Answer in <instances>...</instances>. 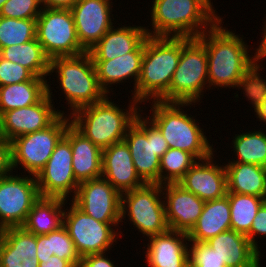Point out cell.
Here are the masks:
<instances>
[{
	"label": "cell",
	"instance_id": "cell-19",
	"mask_svg": "<svg viewBox=\"0 0 266 267\" xmlns=\"http://www.w3.org/2000/svg\"><path fill=\"white\" fill-rule=\"evenodd\" d=\"M162 195L169 229L188 234L200 217L205 201L178 183L163 184Z\"/></svg>",
	"mask_w": 266,
	"mask_h": 267
},
{
	"label": "cell",
	"instance_id": "cell-34",
	"mask_svg": "<svg viewBox=\"0 0 266 267\" xmlns=\"http://www.w3.org/2000/svg\"><path fill=\"white\" fill-rule=\"evenodd\" d=\"M196 161L189 152L169 148L160 158L159 184L178 183Z\"/></svg>",
	"mask_w": 266,
	"mask_h": 267
},
{
	"label": "cell",
	"instance_id": "cell-22",
	"mask_svg": "<svg viewBox=\"0 0 266 267\" xmlns=\"http://www.w3.org/2000/svg\"><path fill=\"white\" fill-rule=\"evenodd\" d=\"M37 235L23 227L0 230V267H39Z\"/></svg>",
	"mask_w": 266,
	"mask_h": 267
},
{
	"label": "cell",
	"instance_id": "cell-20",
	"mask_svg": "<svg viewBox=\"0 0 266 267\" xmlns=\"http://www.w3.org/2000/svg\"><path fill=\"white\" fill-rule=\"evenodd\" d=\"M102 177L121 194L146 184L138 175L124 140L103 149Z\"/></svg>",
	"mask_w": 266,
	"mask_h": 267
},
{
	"label": "cell",
	"instance_id": "cell-9",
	"mask_svg": "<svg viewBox=\"0 0 266 267\" xmlns=\"http://www.w3.org/2000/svg\"><path fill=\"white\" fill-rule=\"evenodd\" d=\"M127 217L145 239L168 231L162 185L145 184L122 193L121 225Z\"/></svg>",
	"mask_w": 266,
	"mask_h": 267
},
{
	"label": "cell",
	"instance_id": "cell-2",
	"mask_svg": "<svg viewBox=\"0 0 266 267\" xmlns=\"http://www.w3.org/2000/svg\"><path fill=\"white\" fill-rule=\"evenodd\" d=\"M148 36L197 38L221 17L211 0H153Z\"/></svg>",
	"mask_w": 266,
	"mask_h": 267
},
{
	"label": "cell",
	"instance_id": "cell-29",
	"mask_svg": "<svg viewBox=\"0 0 266 267\" xmlns=\"http://www.w3.org/2000/svg\"><path fill=\"white\" fill-rule=\"evenodd\" d=\"M67 202L61 198L40 197L33 204L22 227L35 235L49 234L63 225Z\"/></svg>",
	"mask_w": 266,
	"mask_h": 267
},
{
	"label": "cell",
	"instance_id": "cell-25",
	"mask_svg": "<svg viewBox=\"0 0 266 267\" xmlns=\"http://www.w3.org/2000/svg\"><path fill=\"white\" fill-rule=\"evenodd\" d=\"M117 27V28H116ZM112 26L88 51L93 60H111L133 52L148 36L144 26Z\"/></svg>",
	"mask_w": 266,
	"mask_h": 267
},
{
	"label": "cell",
	"instance_id": "cell-38",
	"mask_svg": "<svg viewBox=\"0 0 266 267\" xmlns=\"http://www.w3.org/2000/svg\"><path fill=\"white\" fill-rule=\"evenodd\" d=\"M42 9L40 0H7L0 10V16L15 19H37Z\"/></svg>",
	"mask_w": 266,
	"mask_h": 267
},
{
	"label": "cell",
	"instance_id": "cell-11",
	"mask_svg": "<svg viewBox=\"0 0 266 267\" xmlns=\"http://www.w3.org/2000/svg\"><path fill=\"white\" fill-rule=\"evenodd\" d=\"M69 201L70 207L66 205L64 210L63 225L81 258L89 254L109 253L116 245L114 242L117 243L118 237L123 235L119 229L121 224L97 221Z\"/></svg>",
	"mask_w": 266,
	"mask_h": 267
},
{
	"label": "cell",
	"instance_id": "cell-31",
	"mask_svg": "<svg viewBox=\"0 0 266 267\" xmlns=\"http://www.w3.org/2000/svg\"><path fill=\"white\" fill-rule=\"evenodd\" d=\"M0 56L22 65L36 77L47 78L49 74L50 59L37 38L23 44L4 47L0 50Z\"/></svg>",
	"mask_w": 266,
	"mask_h": 267
},
{
	"label": "cell",
	"instance_id": "cell-27",
	"mask_svg": "<svg viewBox=\"0 0 266 267\" xmlns=\"http://www.w3.org/2000/svg\"><path fill=\"white\" fill-rule=\"evenodd\" d=\"M228 230H231L230 204L228 195H225L205 201L200 217L187 235L189 241L206 242Z\"/></svg>",
	"mask_w": 266,
	"mask_h": 267
},
{
	"label": "cell",
	"instance_id": "cell-48",
	"mask_svg": "<svg viewBox=\"0 0 266 267\" xmlns=\"http://www.w3.org/2000/svg\"><path fill=\"white\" fill-rule=\"evenodd\" d=\"M7 0H0V10L2 8V6L4 5V3L6 2Z\"/></svg>",
	"mask_w": 266,
	"mask_h": 267
},
{
	"label": "cell",
	"instance_id": "cell-32",
	"mask_svg": "<svg viewBox=\"0 0 266 267\" xmlns=\"http://www.w3.org/2000/svg\"><path fill=\"white\" fill-rule=\"evenodd\" d=\"M258 130V131H257ZM235 134L231 141L235 154L228 162L248 163L266 167V132L263 128Z\"/></svg>",
	"mask_w": 266,
	"mask_h": 267
},
{
	"label": "cell",
	"instance_id": "cell-8",
	"mask_svg": "<svg viewBox=\"0 0 266 267\" xmlns=\"http://www.w3.org/2000/svg\"><path fill=\"white\" fill-rule=\"evenodd\" d=\"M143 111L128 128L124 141L140 178L146 184H159L160 158L169 146L159 128Z\"/></svg>",
	"mask_w": 266,
	"mask_h": 267
},
{
	"label": "cell",
	"instance_id": "cell-23",
	"mask_svg": "<svg viewBox=\"0 0 266 267\" xmlns=\"http://www.w3.org/2000/svg\"><path fill=\"white\" fill-rule=\"evenodd\" d=\"M143 54L144 41L133 52L123 56L111 60H93L99 84L108 96L114 92L112 85L125 84L126 80L134 82L135 90L141 72Z\"/></svg>",
	"mask_w": 266,
	"mask_h": 267
},
{
	"label": "cell",
	"instance_id": "cell-45",
	"mask_svg": "<svg viewBox=\"0 0 266 267\" xmlns=\"http://www.w3.org/2000/svg\"><path fill=\"white\" fill-rule=\"evenodd\" d=\"M37 251L36 255L38 259H47L54 254H50L49 247V234L37 235Z\"/></svg>",
	"mask_w": 266,
	"mask_h": 267
},
{
	"label": "cell",
	"instance_id": "cell-17",
	"mask_svg": "<svg viewBox=\"0 0 266 267\" xmlns=\"http://www.w3.org/2000/svg\"><path fill=\"white\" fill-rule=\"evenodd\" d=\"M112 1L78 0L70 9L78 40L87 52L116 24L113 22H117L112 14Z\"/></svg>",
	"mask_w": 266,
	"mask_h": 267
},
{
	"label": "cell",
	"instance_id": "cell-10",
	"mask_svg": "<svg viewBox=\"0 0 266 267\" xmlns=\"http://www.w3.org/2000/svg\"><path fill=\"white\" fill-rule=\"evenodd\" d=\"M70 123V116L61 114L47 128L16 137L10 141L13 170L23 168L25 172L22 173L26 174L27 172L28 175L37 176L45 167L56 144L64 136Z\"/></svg>",
	"mask_w": 266,
	"mask_h": 267
},
{
	"label": "cell",
	"instance_id": "cell-49",
	"mask_svg": "<svg viewBox=\"0 0 266 267\" xmlns=\"http://www.w3.org/2000/svg\"><path fill=\"white\" fill-rule=\"evenodd\" d=\"M261 261H259L256 265H254L253 267H261V263H260Z\"/></svg>",
	"mask_w": 266,
	"mask_h": 267
},
{
	"label": "cell",
	"instance_id": "cell-39",
	"mask_svg": "<svg viewBox=\"0 0 266 267\" xmlns=\"http://www.w3.org/2000/svg\"><path fill=\"white\" fill-rule=\"evenodd\" d=\"M33 77L27 68L0 56V87L29 81Z\"/></svg>",
	"mask_w": 266,
	"mask_h": 267
},
{
	"label": "cell",
	"instance_id": "cell-26",
	"mask_svg": "<svg viewBox=\"0 0 266 267\" xmlns=\"http://www.w3.org/2000/svg\"><path fill=\"white\" fill-rule=\"evenodd\" d=\"M207 243L226 267H253L261 261V254L249 241L246 235L228 230L210 238Z\"/></svg>",
	"mask_w": 266,
	"mask_h": 267
},
{
	"label": "cell",
	"instance_id": "cell-1",
	"mask_svg": "<svg viewBox=\"0 0 266 267\" xmlns=\"http://www.w3.org/2000/svg\"><path fill=\"white\" fill-rule=\"evenodd\" d=\"M223 18L197 37L206 47L209 90L211 86V90L213 87L241 89L247 98L262 69L243 40L245 37L223 27Z\"/></svg>",
	"mask_w": 266,
	"mask_h": 267
},
{
	"label": "cell",
	"instance_id": "cell-6",
	"mask_svg": "<svg viewBox=\"0 0 266 267\" xmlns=\"http://www.w3.org/2000/svg\"><path fill=\"white\" fill-rule=\"evenodd\" d=\"M56 73V74H53ZM56 75L59 91L64 93L68 115L84 106L104 100L108 95L101 88L89 52L77 56L55 57L50 60L49 80ZM59 82V83H58ZM70 112V113H69Z\"/></svg>",
	"mask_w": 266,
	"mask_h": 267
},
{
	"label": "cell",
	"instance_id": "cell-40",
	"mask_svg": "<svg viewBox=\"0 0 266 267\" xmlns=\"http://www.w3.org/2000/svg\"><path fill=\"white\" fill-rule=\"evenodd\" d=\"M261 75L260 73L257 75L246 100H248L249 104H252L257 121L266 125V79L265 77L263 79Z\"/></svg>",
	"mask_w": 266,
	"mask_h": 267
},
{
	"label": "cell",
	"instance_id": "cell-35",
	"mask_svg": "<svg viewBox=\"0 0 266 267\" xmlns=\"http://www.w3.org/2000/svg\"><path fill=\"white\" fill-rule=\"evenodd\" d=\"M36 38V19H15L0 16V50Z\"/></svg>",
	"mask_w": 266,
	"mask_h": 267
},
{
	"label": "cell",
	"instance_id": "cell-37",
	"mask_svg": "<svg viewBox=\"0 0 266 267\" xmlns=\"http://www.w3.org/2000/svg\"><path fill=\"white\" fill-rule=\"evenodd\" d=\"M188 242L189 267H226L225 261L207 243Z\"/></svg>",
	"mask_w": 266,
	"mask_h": 267
},
{
	"label": "cell",
	"instance_id": "cell-43",
	"mask_svg": "<svg viewBox=\"0 0 266 267\" xmlns=\"http://www.w3.org/2000/svg\"><path fill=\"white\" fill-rule=\"evenodd\" d=\"M113 261L108 258L106 252L89 254L81 258L79 267H118L114 265Z\"/></svg>",
	"mask_w": 266,
	"mask_h": 267
},
{
	"label": "cell",
	"instance_id": "cell-18",
	"mask_svg": "<svg viewBox=\"0 0 266 267\" xmlns=\"http://www.w3.org/2000/svg\"><path fill=\"white\" fill-rule=\"evenodd\" d=\"M215 152L208 158L197 160L178 182L185 190L203 201L215 200L227 195L225 165L217 164ZM220 165V166H219Z\"/></svg>",
	"mask_w": 266,
	"mask_h": 267
},
{
	"label": "cell",
	"instance_id": "cell-16",
	"mask_svg": "<svg viewBox=\"0 0 266 267\" xmlns=\"http://www.w3.org/2000/svg\"><path fill=\"white\" fill-rule=\"evenodd\" d=\"M71 201L97 221L121 223V193L104 177L81 182Z\"/></svg>",
	"mask_w": 266,
	"mask_h": 267
},
{
	"label": "cell",
	"instance_id": "cell-3",
	"mask_svg": "<svg viewBox=\"0 0 266 267\" xmlns=\"http://www.w3.org/2000/svg\"><path fill=\"white\" fill-rule=\"evenodd\" d=\"M180 56L181 37L147 36L140 76L131 97L140 105L160 101L169 91Z\"/></svg>",
	"mask_w": 266,
	"mask_h": 267
},
{
	"label": "cell",
	"instance_id": "cell-7",
	"mask_svg": "<svg viewBox=\"0 0 266 267\" xmlns=\"http://www.w3.org/2000/svg\"><path fill=\"white\" fill-rule=\"evenodd\" d=\"M207 53L198 38L181 37V56L162 102L198 103L209 90Z\"/></svg>",
	"mask_w": 266,
	"mask_h": 267
},
{
	"label": "cell",
	"instance_id": "cell-14",
	"mask_svg": "<svg viewBox=\"0 0 266 267\" xmlns=\"http://www.w3.org/2000/svg\"><path fill=\"white\" fill-rule=\"evenodd\" d=\"M40 197L72 200L80 184L73 172L70 142L63 136L45 167L36 176ZM70 194V196H69ZM72 194V195H71Z\"/></svg>",
	"mask_w": 266,
	"mask_h": 267
},
{
	"label": "cell",
	"instance_id": "cell-13",
	"mask_svg": "<svg viewBox=\"0 0 266 267\" xmlns=\"http://www.w3.org/2000/svg\"><path fill=\"white\" fill-rule=\"evenodd\" d=\"M14 172L0 178V230L22 227L40 198L36 176Z\"/></svg>",
	"mask_w": 266,
	"mask_h": 267
},
{
	"label": "cell",
	"instance_id": "cell-46",
	"mask_svg": "<svg viewBox=\"0 0 266 267\" xmlns=\"http://www.w3.org/2000/svg\"><path fill=\"white\" fill-rule=\"evenodd\" d=\"M39 267H74L68 260L61 259L56 255L47 259H39Z\"/></svg>",
	"mask_w": 266,
	"mask_h": 267
},
{
	"label": "cell",
	"instance_id": "cell-33",
	"mask_svg": "<svg viewBox=\"0 0 266 267\" xmlns=\"http://www.w3.org/2000/svg\"><path fill=\"white\" fill-rule=\"evenodd\" d=\"M230 204L231 230L247 235L258 209L266 201L253 195L227 192Z\"/></svg>",
	"mask_w": 266,
	"mask_h": 267
},
{
	"label": "cell",
	"instance_id": "cell-21",
	"mask_svg": "<svg viewBox=\"0 0 266 267\" xmlns=\"http://www.w3.org/2000/svg\"><path fill=\"white\" fill-rule=\"evenodd\" d=\"M147 241L143 250L148 267H189L187 233L169 229Z\"/></svg>",
	"mask_w": 266,
	"mask_h": 267
},
{
	"label": "cell",
	"instance_id": "cell-12",
	"mask_svg": "<svg viewBox=\"0 0 266 267\" xmlns=\"http://www.w3.org/2000/svg\"><path fill=\"white\" fill-rule=\"evenodd\" d=\"M36 38L50 60L87 52L78 40L70 9L43 8L36 19Z\"/></svg>",
	"mask_w": 266,
	"mask_h": 267
},
{
	"label": "cell",
	"instance_id": "cell-44",
	"mask_svg": "<svg viewBox=\"0 0 266 267\" xmlns=\"http://www.w3.org/2000/svg\"><path fill=\"white\" fill-rule=\"evenodd\" d=\"M263 23H264V26L262 27V32L260 36L262 37V39L260 40L261 42L259 43L257 48L255 47L253 49V51L255 50V53H253L255 61L257 65L261 67L262 70L264 67L262 66V63H260V61L263 62L264 59L266 60V21H264Z\"/></svg>",
	"mask_w": 266,
	"mask_h": 267
},
{
	"label": "cell",
	"instance_id": "cell-5",
	"mask_svg": "<svg viewBox=\"0 0 266 267\" xmlns=\"http://www.w3.org/2000/svg\"><path fill=\"white\" fill-rule=\"evenodd\" d=\"M149 103L151 110L147 117L159 128L169 148L189 152L197 160L208 158L215 152V148H212L213 143L210 144L196 116L188 114V110L184 111L185 107L191 109V106L197 103L162 101Z\"/></svg>",
	"mask_w": 266,
	"mask_h": 267
},
{
	"label": "cell",
	"instance_id": "cell-30",
	"mask_svg": "<svg viewBox=\"0 0 266 267\" xmlns=\"http://www.w3.org/2000/svg\"><path fill=\"white\" fill-rule=\"evenodd\" d=\"M46 78L34 76L31 80L0 87V116L9 110L38 103L47 94Z\"/></svg>",
	"mask_w": 266,
	"mask_h": 267
},
{
	"label": "cell",
	"instance_id": "cell-15",
	"mask_svg": "<svg viewBox=\"0 0 266 267\" xmlns=\"http://www.w3.org/2000/svg\"><path fill=\"white\" fill-rule=\"evenodd\" d=\"M51 83L47 82V94L36 104L12 109L0 116V137L12 141L16 137L40 131L51 125L61 114L52 102ZM59 109V110H58Z\"/></svg>",
	"mask_w": 266,
	"mask_h": 267
},
{
	"label": "cell",
	"instance_id": "cell-28",
	"mask_svg": "<svg viewBox=\"0 0 266 267\" xmlns=\"http://www.w3.org/2000/svg\"><path fill=\"white\" fill-rule=\"evenodd\" d=\"M224 165L227 192L266 199V167L239 162H228Z\"/></svg>",
	"mask_w": 266,
	"mask_h": 267
},
{
	"label": "cell",
	"instance_id": "cell-42",
	"mask_svg": "<svg viewBox=\"0 0 266 267\" xmlns=\"http://www.w3.org/2000/svg\"><path fill=\"white\" fill-rule=\"evenodd\" d=\"M12 172L11 142L0 137V178Z\"/></svg>",
	"mask_w": 266,
	"mask_h": 267
},
{
	"label": "cell",
	"instance_id": "cell-4",
	"mask_svg": "<svg viewBox=\"0 0 266 267\" xmlns=\"http://www.w3.org/2000/svg\"><path fill=\"white\" fill-rule=\"evenodd\" d=\"M109 98L107 96L69 115L71 124L102 150L123 141L128 128L142 111L140 108L144 109L133 98L125 109Z\"/></svg>",
	"mask_w": 266,
	"mask_h": 267
},
{
	"label": "cell",
	"instance_id": "cell-36",
	"mask_svg": "<svg viewBox=\"0 0 266 267\" xmlns=\"http://www.w3.org/2000/svg\"><path fill=\"white\" fill-rule=\"evenodd\" d=\"M49 247L50 254L68 260L74 267L80 266L81 256L64 225L49 233Z\"/></svg>",
	"mask_w": 266,
	"mask_h": 267
},
{
	"label": "cell",
	"instance_id": "cell-24",
	"mask_svg": "<svg viewBox=\"0 0 266 267\" xmlns=\"http://www.w3.org/2000/svg\"><path fill=\"white\" fill-rule=\"evenodd\" d=\"M64 137L70 142L72 150V167L76 180L102 177V149L80 133L71 123Z\"/></svg>",
	"mask_w": 266,
	"mask_h": 267
},
{
	"label": "cell",
	"instance_id": "cell-41",
	"mask_svg": "<svg viewBox=\"0 0 266 267\" xmlns=\"http://www.w3.org/2000/svg\"><path fill=\"white\" fill-rule=\"evenodd\" d=\"M246 236L250 243L261 253V249L258 246L259 241L257 239L262 236L266 237V201L258 209L257 215L252 222L250 232Z\"/></svg>",
	"mask_w": 266,
	"mask_h": 267
},
{
	"label": "cell",
	"instance_id": "cell-47",
	"mask_svg": "<svg viewBox=\"0 0 266 267\" xmlns=\"http://www.w3.org/2000/svg\"><path fill=\"white\" fill-rule=\"evenodd\" d=\"M78 0H40L43 8L71 9Z\"/></svg>",
	"mask_w": 266,
	"mask_h": 267
}]
</instances>
